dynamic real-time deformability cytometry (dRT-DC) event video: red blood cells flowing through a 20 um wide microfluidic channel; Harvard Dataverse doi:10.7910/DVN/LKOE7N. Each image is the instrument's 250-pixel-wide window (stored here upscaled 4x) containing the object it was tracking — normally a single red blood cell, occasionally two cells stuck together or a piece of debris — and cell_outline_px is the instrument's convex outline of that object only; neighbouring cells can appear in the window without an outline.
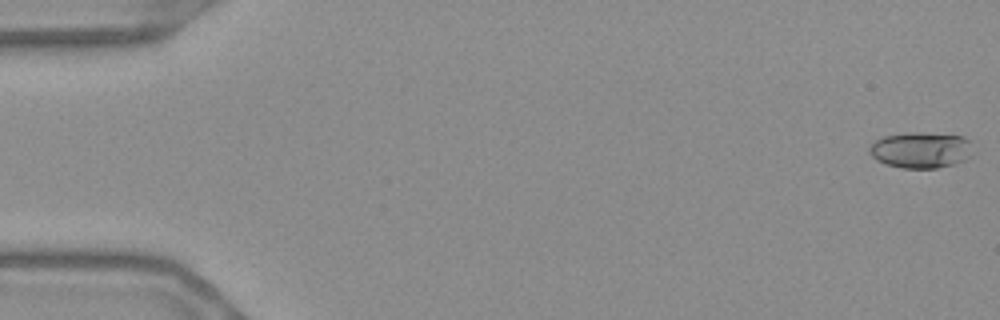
{"species": "Egyptian fruit bat (a non-hibernating species)", "species_latin": "Rousettus aegyptiacus", "temperature_condition": "warm", "stored_images_in_passage": 56, "camera_frame_rate_fps": 3000, "um_per_image_px": 0.085, "frame": {"image": 1, "passage_image": 1, "time_ms": 0.0, "image_size_px": [1000, 320], "cell_outline_px": [[968, 156], [964, 160], [952, 164], [936, 168], [900, 168], [876, 160], [868, 152], [868, 148], [876, 140], [884, 136], [912, 132], [920, 132], [964, 136], [968, 140]], "centroid_in_image_um": [78.19, 12.75], "position_along_channel_um": 6.8, "area_um2": 21.33}}
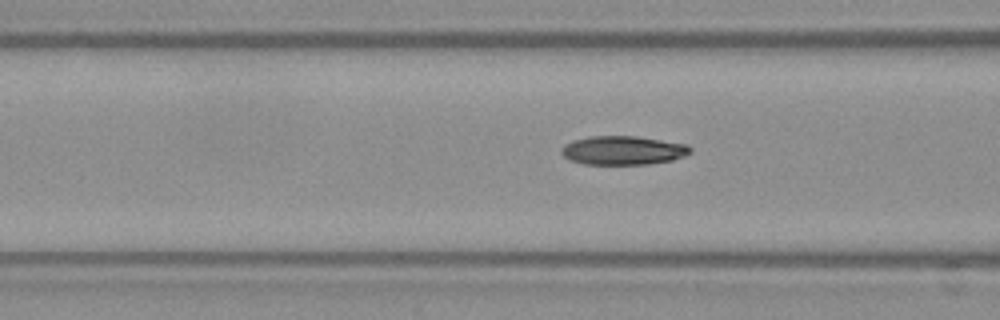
{"frame": {"image": 2, "passage_image": 22, "time_ms": 7.0, "image_size_px": [1000, 320], "cell_outline_px": [[692, 152], [684, 156], [672, 160], [648, 164], [584, 164], [568, 160], [560, 152], [560, 148], [564, 144], [572, 140], [588, 136], [636, 136], [688, 144], [692, 148]], "centroid_in_image_um": [52.93, 12.77], "position_along_channel_um": 113.7, "area_um2": 21.91}}
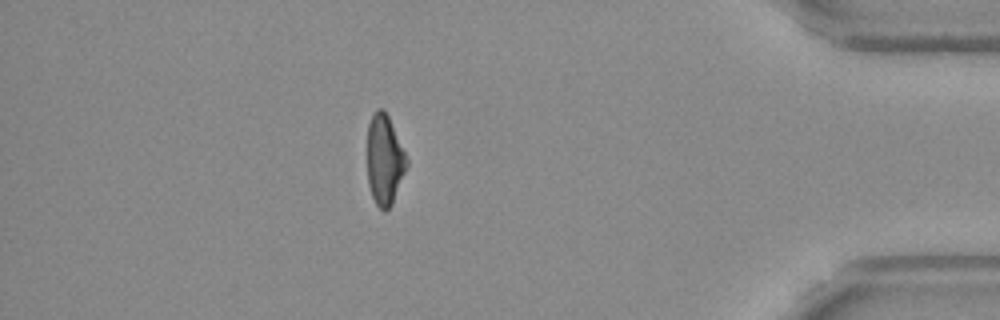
{"frame": {"image": 3, "passage_image": 49, "time_ms": 16.0, "image_size_px": [1000, 320], "cell_outline_px": [[408, 164], [392, 204], [384, 212], [376, 204], [372, 196], [368, 184], [368, 124], [372, 112], [376, 108], [384, 108], [388, 116], [408, 160]], "centroid_in_image_um": [32.67, 13.56], "position_along_channel_um": 402.5, "area_um2": 20.58}, "authors_computed_cell_mechanics": {"area_um2": 21.5594, "velocity_mm_per_s": 3.6857, "shape_relaxation_time_tau1_ms": 11.0462, "shape_relaxation_time_tau2_ms": 2.7294, "deformation_change_tau1": 0.2474, "deformation_change_tau2": 0.0972}}